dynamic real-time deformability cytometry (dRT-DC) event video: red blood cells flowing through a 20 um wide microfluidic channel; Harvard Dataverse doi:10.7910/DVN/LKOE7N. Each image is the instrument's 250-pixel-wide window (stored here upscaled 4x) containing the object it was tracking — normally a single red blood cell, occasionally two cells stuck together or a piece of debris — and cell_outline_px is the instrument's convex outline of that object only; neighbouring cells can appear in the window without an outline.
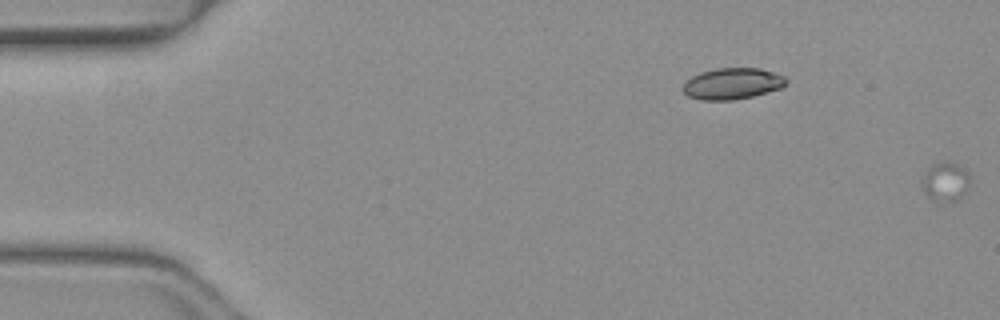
{"species": "common noctule bat (a hibernating species)", "species_latin": "Nyctalus noctula", "temperature_condition": "warm", "stored_images_in_passage": 2, "segment_of_instrument_passage": [2, 2], "camera_frame_rate_fps": 3000, "um_per_image_px": 0.085, "animal": {"sex": "female", "body_mass_g": 19.3, "forearm_length_mm": 54.1}, "frame": {"image": 1, "passage_image": 2, "time_ms": 0.333, "image_size_px": [1000, 320], "cell_outline_px": [[968, 192], [956, 200], [932, 200], [924, 192], [924, 176], [928, 168], [932, 164], [948, 160], [960, 164], [968, 172]], "centroid_in_image_um": [80.41, 15.4], "position_along_channel_um": 4.6, "area_um2": 10.75}}